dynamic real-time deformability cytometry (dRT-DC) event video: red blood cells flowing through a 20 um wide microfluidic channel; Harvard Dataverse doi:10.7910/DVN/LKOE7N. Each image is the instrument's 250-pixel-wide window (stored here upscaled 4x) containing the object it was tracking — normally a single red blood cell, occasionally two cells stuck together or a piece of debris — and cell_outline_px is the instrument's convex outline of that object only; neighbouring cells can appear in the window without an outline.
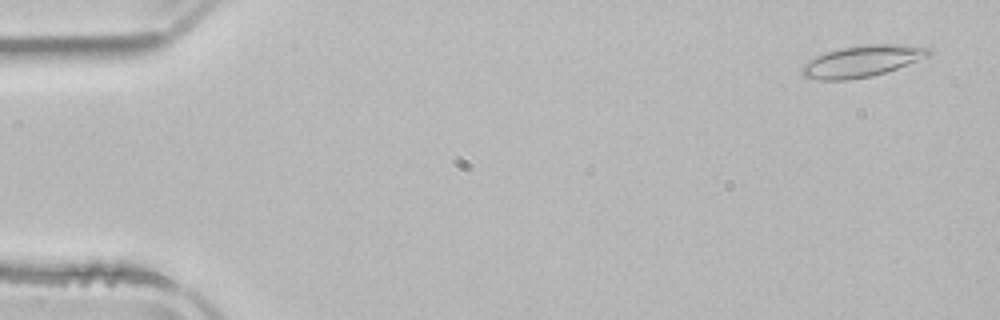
{"species": "common noctule bat (a hibernating species)", "species_latin": "Nyctalus noctula", "temperature_condition": "room temperature", "stored_images_in_passage": 3, "camera_frame_rate_fps": 3000, "um_per_image_px": 0.085, "animal": {"sex": "male", "body_mass_g": 21.5, "forearm_length_mm": 52.0}, "frame": {"image": 1, "passage_image": 1, "time_ms": 0.0, "image_size_px": [1000, 320], "cell_outline_px": [[932, 52], [928, 56], [896, 68], [872, 76], [848, 80], [820, 80], [804, 76], [800, 72], [800, 68], [808, 60], [816, 56], [840, 48], [868, 44], [904, 44], [928, 48]], "centroid_in_image_um": [73.23, 5.2], "position_along_channel_um": 11.8, "area_um2": 23.0}}